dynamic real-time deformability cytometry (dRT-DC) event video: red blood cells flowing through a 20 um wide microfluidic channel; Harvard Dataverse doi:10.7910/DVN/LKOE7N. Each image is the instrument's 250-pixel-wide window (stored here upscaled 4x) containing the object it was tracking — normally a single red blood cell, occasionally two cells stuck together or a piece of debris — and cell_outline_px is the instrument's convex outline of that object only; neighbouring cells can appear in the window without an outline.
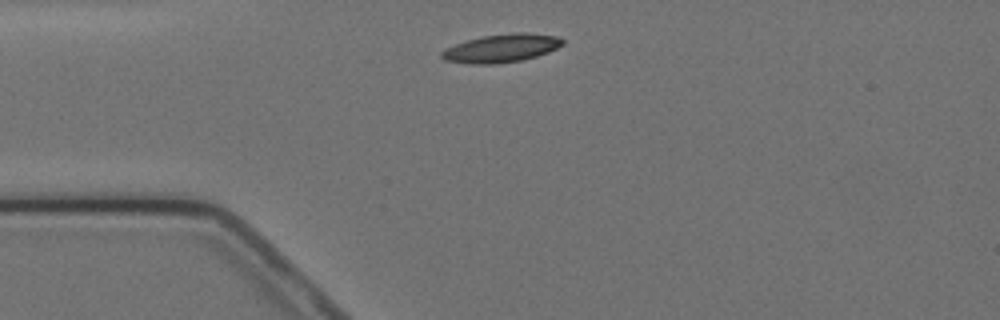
{"species": "Egyptian fruit bat (a non-hibernating species)", "species_latin": "Rousettus aegyptiacus", "temperature_condition": "cold", "stored_images_in_passage": 3, "camera_frame_rate_fps": 3000, "um_per_image_px": 0.085, "animal": {"sex": "female"}, "frame": {"image": 1, "passage_image": 1, "time_ms": 0.0, "image_size_px": [1000, 320], "cell_outline_px": [[564, 44], [548, 52], [536, 56], [520, 60], [496, 64], [468, 64], [444, 60], [440, 56], [440, 52], [444, 48], [468, 40], [484, 36], [516, 32], [528, 32], [556, 36], [564, 40]], "centroid_in_image_um": [42.6, 4.1], "position_along_channel_um": 42.4, "area_um2": 19.88}}
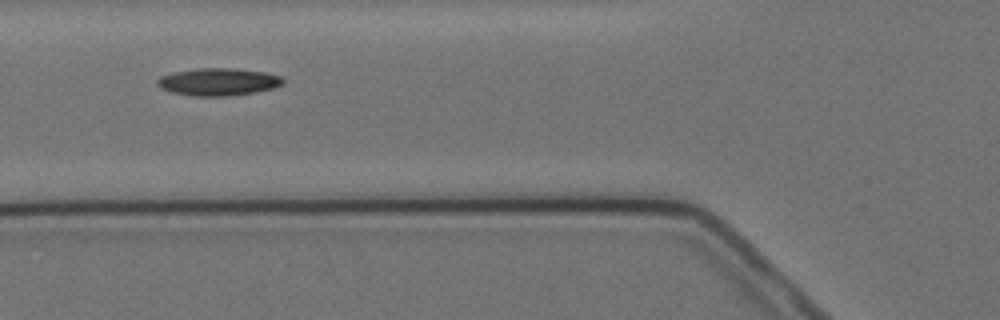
{"frame": {"image": 2, "passage_image": 3, "time_ms": 2.333, "image_size_px": [1000, 320], "cell_outline_px": [[284, 84], [272, 88], [256, 92], [228, 96], [192, 96], [172, 92], [160, 88], [156, 84], [156, 80], [160, 76], [172, 72], [196, 68], [228, 68], [264, 72], [280, 76], [284, 80]], "centroid_in_image_um": [18.51, 6.96], "position_along_channel_um": 107.3, "area_um2": 20.17}}